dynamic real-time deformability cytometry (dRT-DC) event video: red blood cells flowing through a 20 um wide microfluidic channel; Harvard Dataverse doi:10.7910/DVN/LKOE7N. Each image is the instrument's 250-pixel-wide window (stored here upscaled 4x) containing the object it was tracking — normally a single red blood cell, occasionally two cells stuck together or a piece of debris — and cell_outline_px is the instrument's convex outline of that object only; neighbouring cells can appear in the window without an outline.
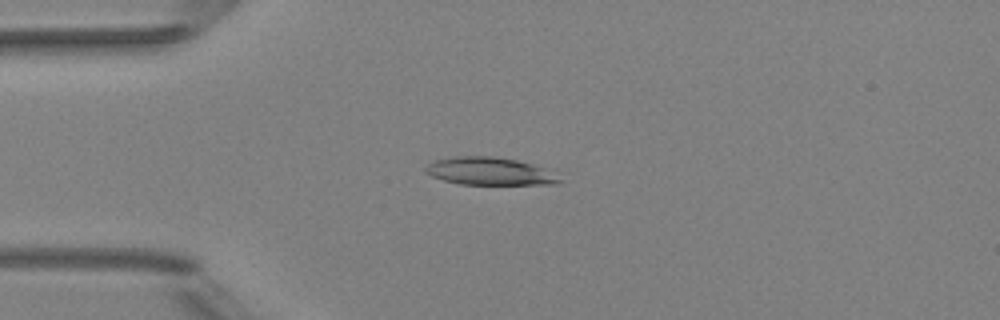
{"species": "Egyptian fruit bat (a non-hibernating species)", "species_latin": "Rousettus aegyptiacus", "temperature_condition": "room temperature", "stored_images_in_passage": 5, "camera_frame_rate_fps": 3000, "um_per_image_px": 0.085, "animal": {"sex": "female"}, "frame": {"image": 1, "passage_image": 3, "time_ms": 3.0, "image_size_px": [1000, 320], "cell_outline_px": [[564, 180], [560, 184], [460, 184], [444, 180], [432, 176], [424, 172], [424, 168], [428, 164], [436, 160], [456, 156], [496, 156], [516, 160], [532, 164], [544, 168]], "centroid_in_image_um": [41.62, 14.55], "position_along_channel_um": 43.4, "area_um2": 21.56}}
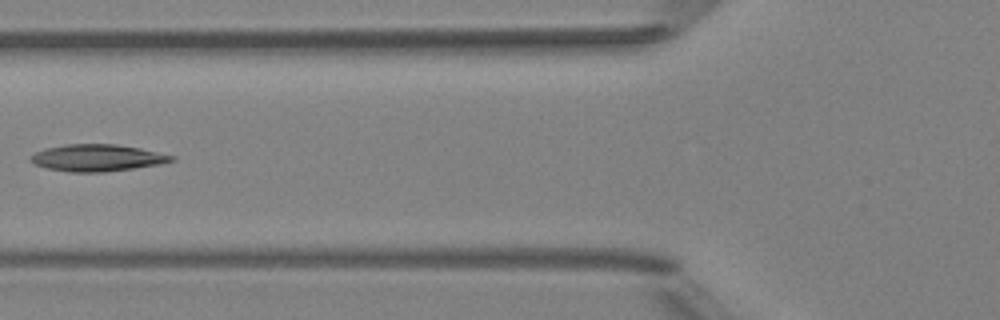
{"frame": {"image": 2, "passage_image": 5, "time_ms": 5.333, "image_size_px": [1000, 320], "cell_outline_px": [[176, 160], [160, 164], [104, 172], [68, 172], [48, 168], [36, 164], [28, 160], [28, 156], [44, 148], [64, 144], [116, 144], [140, 148], [176, 156]], "centroid_in_image_um": [8.24, 13.41], "position_along_channel_um": 117.6, "area_um2": 22.14}}